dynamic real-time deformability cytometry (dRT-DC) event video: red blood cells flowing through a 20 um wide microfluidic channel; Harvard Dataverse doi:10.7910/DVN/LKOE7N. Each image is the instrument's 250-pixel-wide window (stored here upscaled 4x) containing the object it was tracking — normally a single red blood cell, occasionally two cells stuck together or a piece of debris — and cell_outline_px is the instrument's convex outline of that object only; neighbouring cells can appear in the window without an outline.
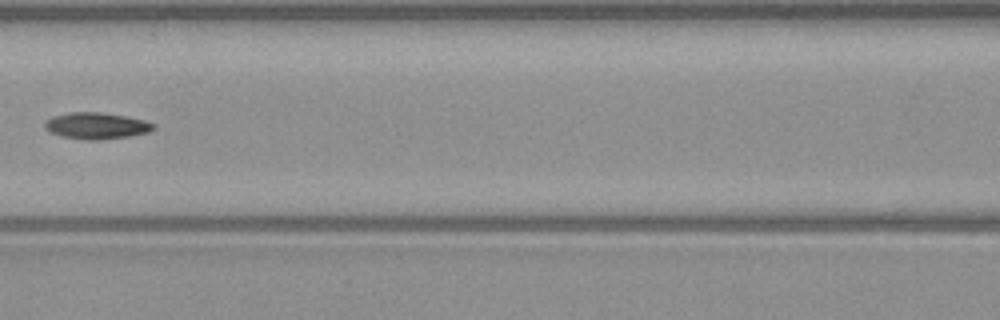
{"species": "common noctule bat (a hibernating species)", "species_latin": "Nyctalus noctula", "temperature_condition": "warm", "stored_images_in_passage": 6, "camera_frame_rate_fps": 3000, "um_per_image_px": 0.085, "animal": {"sex": "male", "body_mass_g": 23.1, "forearm_length_mm": 52.7}, "frame": {"image": 1, "passage_image": 6, "time_ms": 7.0, "image_size_px": [1000, 320], "cell_outline_px": [[156, 128], [148, 132], [132, 136], [100, 140], [88, 140], [64, 136], [52, 132], [44, 128], [44, 120], [52, 116], [72, 112], [100, 112], [124, 116], [144, 120], [156, 124]], "centroid_in_image_um": [8.22, 10.69], "position_along_channel_um": 158.4, "area_um2": 16.76}}